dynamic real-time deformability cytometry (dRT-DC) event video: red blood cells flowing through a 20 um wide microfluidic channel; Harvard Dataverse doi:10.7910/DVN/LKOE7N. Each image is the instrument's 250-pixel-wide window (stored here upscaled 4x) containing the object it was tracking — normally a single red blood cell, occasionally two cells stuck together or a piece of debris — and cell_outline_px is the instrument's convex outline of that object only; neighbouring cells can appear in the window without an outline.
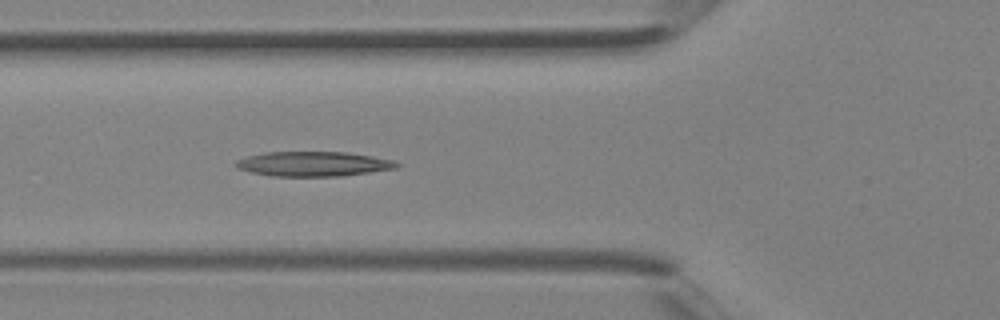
{"species": "Egyptian fruit bat (a non-hibernating species)", "species_latin": "Rousettus aegyptiacus", "temperature_condition": "room temperature", "stored_images_in_passage": 39, "camera_frame_rate_fps": 3000, "um_per_image_px": 0.085, "animal": {"sex": "female"}, "frame": {"image": 1, "passage_image": 14, "time_ms": 4.333, "image_size_px": [1000, 320], "cell_outline_px": [[400, 164], [396, 168], [340, 176], [272, 176], [252, 172], [236, 168], [236, 160], [248, 156], [264, 152], [348, 152], [372, 156], [392, 160]], "centroid_in_image_um": [26.61, 13.93], "position_along_channel_um": 99.2, "area_um2": 23.0}}
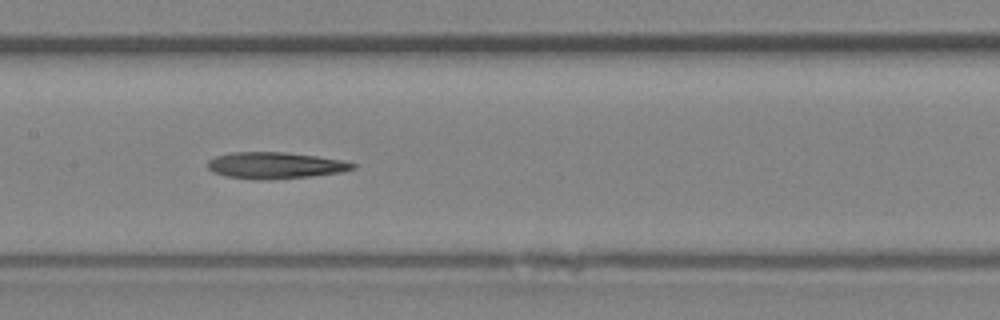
{"frame": {"image": 2, "passage_image": 19, "time_ms": 6.0, "image_size_px": [1000, 320], "cell_outline_px": [[356, 168], [340, 172], [312, 176], [272, 180], [260, 180], [224, 176], [212, 172], [208, 168], [208, 160], [216, 156], [232, 152], [288, 152], [316, 156], [340, 160], [356, 164]], "centroid_in_image_um": [23.36, 14.06], "position_along_channel_um": 184.0, "area_um2": 22.48}}
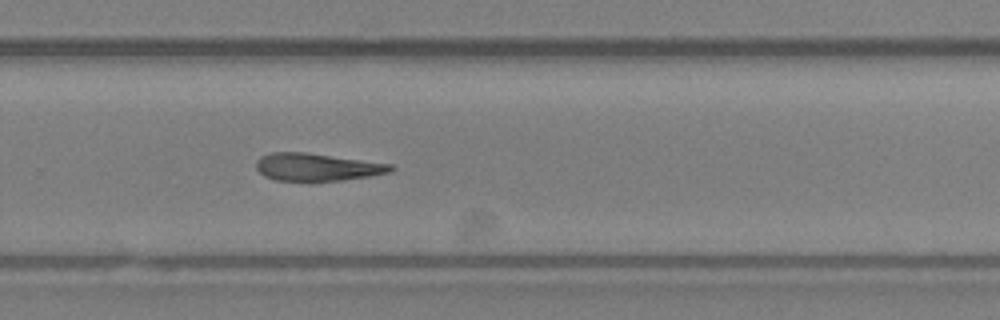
{"frame": {"image": 3, "passage_image": 26, "time_ms": 8.333, "image_size_px": [1000, 320], "cell_outline_px": [[396, 168], [388, 172], [368, 176], [344, 180], [276, 180], [264, 176], [256, 168], [256, 160], [260, 156], [272, 152], [304, 152], [392, 164]], "centroid_in_image_um": [26.91, 14.19], "position_along_channel_um": 302.9, "area_um2": 21.33}}